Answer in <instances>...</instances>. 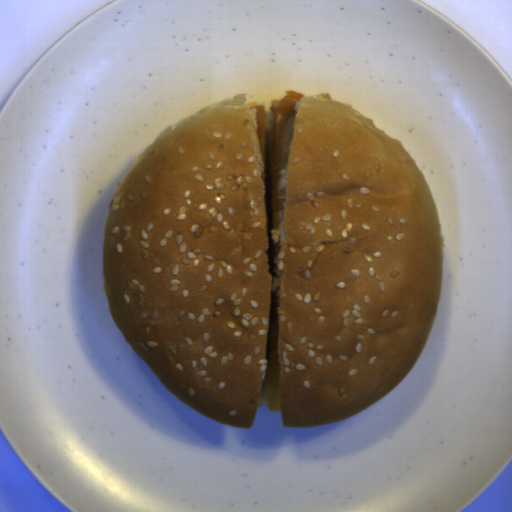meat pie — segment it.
<instances>
[{
  "label": "meat pie",
  "mask_w": 512,
  "mask_h": 512,
  "mask_svg": "<svg viewBox=\"0 0 512 512\" xmlns=\"http://www.w3.org/2000/svg\"><path fill=\"white\" fill-rule=\"evenodd\" d=\"M250 108L256 109V129L258 140L259 159L262 165L264 176L266 179L265 169V150H266V130H267V117L265 106L260 102H251L247 104Z\"/></svg>",
  "instance_id": "2"
},
{
  "label": "meat pie",
  "mask_w": 512,
  "mask_h": 512,
  "mask_svg": "<svg viewBox=\"0 0 512 512\" xmlns=\"http://www.w3.org/2000/svg\"><path fill=\"white\" fill-rule=\"evenodd\" d=\"M304 97L296 91H286L282 98L274 99L268 106L270 112V189L272 230L278 226L281 205L277 187L278 169L282 157V142L293 117L296 103Z\"/></svg>",
  "instance_id": "1"
}]
</instances>
